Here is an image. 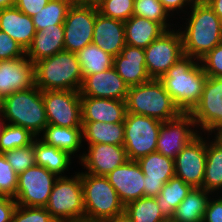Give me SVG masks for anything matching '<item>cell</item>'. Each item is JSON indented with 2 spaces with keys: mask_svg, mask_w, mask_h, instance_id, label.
<instances>
[{
  "mask_svg": "<svg viewBox=\"0 0 222 222\" xmlns=\"http://www.w3.org/2000/svg\"><path fill=\"white\" fill-rule=\"evenodd\" d=\"M207 77L200 60L183 55L160 81L181 112L190 113L202 97Z\"/></svg>",
  "mask_w": 222,
  "mask_h": 222,
  "instance_id": "6da1fadb",
  "label": "cell"
},
{
  "mask_svg": "<svg viewBox=\"0 0 222 222\" xmlns=\"http://www.w3.org/2000/svg\"><path fill=\"white\" fill-rule=\"evenodd\" d=\"M191 15L181 31L184 55L200 60L222 42V21L205 3H192Z\"/></svg>",
  "mask_w": 222,
  "mask_h": 222,
  "instance_id": "7a4b0ae2",
  "label": "cell"
},
{
  "mask_svg": "<svg viewBox=\"0 0 222 222\" xmlns=\"http://www.w3.org/2000/svg\"><path fill=\"white\" fill-rule=\"evenodd\" d=\"M35 85L42 91H80L83 76L76 53L61 51L34 63Z\"/></svg>",
  "mask_w": 222,
  "mask_h": 222,
  "instance_id": "3957f363",
  "label": "cell"
},
{
  "mask_svg": "<svg viewBox=\"0 0 222 222\" xmlns=\"http://www.w3.org/2000/svg\"><path fill=\"white\" fill-rule=\"evenodd\" d=\"M1 114L9 124L21 126L36 137L48 125L42 90L36 85L5 96Z\"/></svg>",
  "mask_w": 222,
  "mask_h": 222,
  "instance_id": "277c9868",
  "label": "cell"
},
{
  "mask_svg": "<svg viewBox=\"0 0 222 222\" xmlns=\"http://www.w3.org/2000/svg\"><path fill=\"white\" fill-rule=\"evenodd\" d=\"M125 101L127 113L148 116L161 122L175 119L182 113L158 79L130 86Z\"/></svg>",
  "mask_w": 222,
  "mask_h": 222,
  "instance_id": "5b68a950",
  "label": "cell"
},
{
  "mask_svg": "<svg viewBox=\"0 0 222 222\" xmlns=\"http://www.w3.org/2000/svg\"><path fill=\"white\" fill-rule=\"evenodd\" d=\"M85 221L102 222L125 210L114 187L105 176L81 172Z\"/></svg>",
  "mask_w": 222,
  "mask_h": 222,
  "instance_id": "8992f818",
  "label": "cell"
},
{
  "mask_svg": "<svg viewBox=\"0 0 222 222\" xmlns=\"http://www.w3.org/2000/svg\"><path fill=\"white\" fill-rule=\"evenodd\" d=\"M45 208L57 222L84 221L81 172L69 178L58 177Z\"/></svg>",
  "mask_w": 222,
  "mask_h": 222,
  "instance_id": "52a82bcc",
  "label": "cell"
},
{
  "mask_svg": "<svg viewBox=\"0 0 222 222\" xmlns=\"http://www.w3.org/2000/svg\"><path fill=\"white\" fill-rule=\"evenodd\" d=\"M162 122L144 115L127 113L124 121V148L128 160L138 159L156 152Z\"/></svg>",
  "mask_w": 222,
  "mask_h": 222,
  "instance_id": "ba28073f",
  "label": "cell"
},
{
  "mask_svg": "<svg viewBox=\"0 0 222 222\" xmlns=\"http://www.w3.org/2000/svg\"><path fill=\"white\" fill-rule=\"evenodd\" d=\"M97 11L95 2H73L63 23L65 51L77 53L92 43Z\"/></svg>",
  "mask_w": 222,
  "mask_h": 222,
  "instance_id": "9c48e42d",
  "label": "cell"
},
{
  "mask_svg": "<svg viewBox=\"0 0 222 222\" xmlns=\"http://www.w3.org/2000/svg\"><path fill=\"white\" fill-rule=\"evenodd\" d=\"M179 30H166L144 49L146 70L151 79L160 80L184 55Z\"/></svg>",
  "mask_w": 222,
  "mask_h": 222,
  "instance_id": "30bf717a",
  "label": "cell"
},
{
  "mask_svg": "<svg viewBox=\"0 0 222 222\" xmlns=\"http://www.w3.org/2000/svg\"><path fill=\"white\" fill-rule=\"evenodd\" d=\"M58 176L37 164L18 175L17 205L45 208Z\"/></svg>",
  "mask_w": 222,
  "mask_h": 222,
  "instance_id": "8fae6325",
  "label": "cell"
},
{
  "mask_svg": "<svg viewBox=\"0 0 222 222\" xmlns=\"http://www.w3.org/2000/svg\"><path fill=\"white\" fill-rule=\"evenodd\" d=\"M48 124L82 127L81 95L75 90L42 91Z\"/></svg>",
  "mask_w": 222,
  "mask_h": 222,
  "instance_id": "7c38bea8",
  "label": "cell"
},
{
  "mask_svg": "<svg viewBox=\"0 0 222 222\" xmlns=\"http://www.w3.org/2000/svg\"><path fill=\"white\" fill-rule=\"evenodd\" d=\"M190 114L196 127L200 126L207 135L222 129V77H207L202 97Z\"/></svg>",
  "mask_w": 222,
  "mask_h": 222,
  "instance_id": "4fadbf2b",
  "label": "cell"
},
{
  "mask_svg": "<svg viewBox=\"0 0 222 222\" xmlns=\"http://www.w3.org/2000/svg\"><path fill=\"white\" fill-rule=\"evenodd\" d=\"M190 113H181L177 118L162 122L157 139L156 152L175 159L183 148L199 133Z\"/></svg>",
  "mask_w": 222,
  "mask_h": 222,
  "instance_id": "5bb4252c",
  "label": "cell"
},
{
  "mask_svg": "<svg viewBox=\"0 0 222 222\" xmlns=\"http://www.w3.org/2000/svg\"><path fill=\"white\" fill-rule=\"evenodd\" d=\"M198 134L175 157V176L190 184L193 188H201L205 174L207 140Z\"/></svg>",
  "mask_w": 222,
  "mask_h": 222,
  "instance_id": "9a60e30c",
  "label": "cell"
},
{
  "mask_svg": "<svg viewBox=\"0 0 222 222\" xmlns=\"http://www.w3.org/2000/svg\"><path fill=\"white\" fill-rule=\"evenodd\" d=\"M88 152L79 156L81 165L88 169L85 173L106 176L115 168L128 161L123 145L88 144Z\"/></svg>",
  "mask_w": 222,
  "mask_h": 222,
  "instance_id": "2e32d148",
  "label": "cell"
},
{
  "mask_svg": "<svg viewBox=\"0 0 222 222\" xmlns=\"http://www.w3.org/2000/svg\"><path fill=\"white\" fill-rule=\"evenodd\" d=\"M120 200L128 203L144 197V174L137 161L128 160L105 176Z\"/></svg>",
  "mask_w": 222,
  "mask_h": 222,
  "instance_id": "e0dca14e",
  "label": "cell"
},
{
  "mask_svg": "<svg viewBox=\"0 0 222 222\" xmlns=\"http://www.w3.org/2000/svg\"><path fill=\"white\" fill-rule=\"evenodd\" d=\"M128 88L112 66L106 71L86 76L79 92L81 96L126 100Z\"/></svg>",
  "mask_w": 222,
  "mask_h": 222,
  "instance_id": "ac0fdd59",
  "label": "cell"
},
{
  "mask_svg": "<svg viewBox=\"0 0 222 222\" xmlns=\"http://www.w3.org/2000/svg\"><path fill=\"white\" fill-rule=\"evenodd\" d=\"M144 178V196L156 197L162 187L175 176L174 160L153 152L137 160Z\"/></svg>",
  "mask_w": 222,
  "mask_h": 222,
  "instance_id": "d6986e66",
  "label": "cell"
},
{
  "mask_svg": "<svg viewBox=\"0 0 222 222\" xmlns=\"http://www.w3.org/2000/svg\"><path fill=\"white\" fill-rule=\"evenodd\" d=\"M35 85L34 63L26 55L11 60H1L0 93L5 97Z\"/></svg>",
  "mask_w": 222,
  "mask_h": 222,
  "instance_id": "ffe728a7",
  "label": "cell"
},
{
  "mask_svg": "<svg viewBox=\"0 0 222 222\" xmlns=\"http://www.w3.org/2000/svg\"><path fill=\"white\" fill-rule=\"evenodd\" d=\"M126 114L125 100L81 96L82 122L120 123Z\"/></svg>",
  "mask_w": 222,
  "mask_h": 222,
  "instance_id": "44dd1931",
  "label": "cell"
},
{
  "mask_svg": "<svg viewBox=\"0 0 222 222\" xmlns=\"http://www.w3.org/2000/svg\"><path fill=\"white\" fill-rule=\"evenodd\" d=\"M113 67L129 87L151 80L142 48L125 45L120 54L113 58Z\"/></svg>",
  "mask_w": 222,
  "mask_h": 222,
  "instance_id": "7402d4cb",
  "label": "cell"
},
{
  "mask_svg": "<svg viewBox=\"0 0 222 222\" xmlns=\"http://www.w3.org/2000/svg\"><path fill=\"white\" fill-rule=\"evenodd\" d=\"M92 43L111 56H117L126 45L124 22L97 11Z\"/></svg>",
  "mask_w": 222,
  "mask_h": 222,
  "instance_id": "603a6c76",
  "label": "cell"
},
{
  "mask_svg": "<svg viewBox=\"0 0 222 222\" xmlns=\"http://www.w3.org/2000/svg\"><path fill=\"white\" fill-rule=\"evenodd\" d=\"M0 30L6 32L25 52L36 33L32 18L16 6L0 10Z\"/></svg>",
  "mask_w": 222,
  "mask_h": 222,
  "instance_id": "cb8c5ba5",
  "label": "cell"
},
{
  "mask_svg": "<svg viewBox=\"0 0 222 222\" xmlns=\"http://www.w3.org/2000/svg\"><path fill=\"white\" fill-rule=\"evenodd\" d=\"M64 51V24L49 25L36 31L26 57L33 63Z\"/></svg>",
  "mask_w": 222,
  "mask_h": 222,
  "instance_id": "d4e9b609",
  "label": "cell"
},
{
  "mask_svg": "<svg viewBox=\"0 0 222 222\" xmlns=\"http://www.w3.org/2000/svg\"><path fill=\"white\" fill-rule=\"evenodd\" d=\"M125 25L126 45L145 49L166 30L157 22L133 15Z\"/></svg>",
  "mask_w": 222,
  "mask_h": 222,
  "instance_id": "484cf974",
  "label": "cell"
},
{
  "mask_svg": "<svg viewBox=\"0 0 222 222\" xmlns=\"http://www.w3.org/2000/svg\"><path fill=\"white\" fill-rule=\"evenodd\" d=\"M43 143L67 152L70 156L81 149L83 135L82 127L68 128L48 124L43 130Z\"/></svg>",
  "mask_w": 222,
  "mask_h": 222,
  "instance_id": "4316f807",
  "label": "cell"
},
{
  "mask_svg": "<svg viewBox=\"0 0 222 222\" xmlns=\"http://www.w3.org/2000/svg\"><path fill=\"white\" fill-rule=\"evenodd\" d=\"M82 135L88 144H124V122H82Z\"/></svg>",
  "mask_w": 222,
  "mask_h": 222,
  "instance_id": "83f0119b",
  "label": "cell"
},
{
  "mask_svg": "<svg viewBox=\"0 0 222 222\" xmlns=\"http://www.w3.org/2000/svg\"><path fill=\"white\" fill-rule=\"evenodd\" d=\"M212 193L202 189L193 188L171 217L174 222H202L204 213Z\"/></svg>",
  "mask_w": 222,
  "mask_h": 222,
  "instance_id": "f1b7e54d",
  "label": "cell"
},
{
  "mask_svg": "<svg viewBox=\"0 0 222 222\" xmlns=\"http://www.w3.org/2000/svg\"><path fill=\"white\" fill-rule=\"evenodd\" d=\"M207 140L206 165L202 189L214 193L222 189V141L214 136Z\"/></svg>",
  "mask_w": 222,
  "mask_h": 222,
  "instance_id": "f546056e",
  "label": "cell"
},
{
  "mask_svg": "<svg viewBox=\"0 0 222 222\" xmlns=\"http://www.w3.org/2000/svg\"><path fill=\"white\" fill-rule=\"evenodd\" d=\"M34 152L36 164L58 177L62 176L72 163L71 156L67 152L45 144L39 138L34 140Z\"/></svg>",
  "mask_w": 222,
  "mask_h": 222,
  "instance_id": "4dcf8cb0",
  "label": "cell"
},
{
  "mask_svg": "<svg viewBox=\"0 0 222 222\" xmlns=\"http://www.w3.org/2000/svg\"><path fill=\"white\" fill-rule=\"evenodd\" d=\"M192 189L193 187L190 184L174 176L165 183L160 193L155 197L157 205L167 218H171L175 209Z\"/></svg>",
  "mask_w": 222,
  "mask_h": 222,
  "instance_id": "1f68e13d",
  "label": "cell"
},
{
  "mask_svg": "<svg viewBox=\"0 0 222 222\" xmlns=\"http://www.w3.org/2000/svg\"><path fill=\"white\" fill-rule=\"evenodd\" d=\"M81 65L83 79L113 66V56L104 52L97 45L91 43L76 53Z\"/></svg>",
  "mask_w": 222,
  "mask_h": 222,
  "instance_id": "d6a6232c",
  "label": "cell"
},
{
  "mask_svg": "<svg viewBox=\"0 0 222 222\" xmlns=\"http://www.w3.org/2000/svg\"><path fill=\"white\" fill-rule=\"evenodd\" d=\"M73 2L74 0H50L40 12L31 17L36 31L49 25L63 24Z\"/></svg>",
  "mask_w": 222,
  "mask_h": 222,
  "instance_id": "836d02e7",
  "label": "cell"
},
{
  "mask_svg": "<svg viewBox=\"0 0 222 222\" xmlns=\"http://www.w3.org/2000/svg\"><path fill=\"white\" fill-rule=\"evenodd\" d=\"M133 222H160L167 218L157 205L155 197L137 199L128 203L124 210Z\"/></svg>",
  "mask_w": 222,
  "mask_h": 222,
  "instance_id": "e575fe53",
  "label": "cell"
},
{
  "mask_svg": "<svg viewBox=\"0 0 222 222\" xmlns=\"http://www.w3.org/2000/svg\"><path fill=\"white\" fill-rule=\"evenodd\" d=\"M36 138L29 130L21 126L6 123L0 136V153L28 146Z\"/></svg>",
  "mask_w": 222,
  "mask_h": 222,
  "instance_id": "d590c367",
  "label": "cell"
},
{
  "mask_svg": "<svg viewBox=\"0 0 222 222\" xmlns=\"http://www.w3.org/2000/svg\"><path fill=\"white\" fill-rule=\"evenodd\" d=\"M133 15L157 22L165 30L171 29L167 23L170 14L159 0H135Z\"/></svg>",
  "mask_w": 222,
  "mask_h": 222,
  "instance_id": "8d00e7d4",
  "label": "cell"
},
{
  "mask_svg": "<svg viewBox=\"0 0 222 222\" xmlns=\"http://www.w3.org/2000/svg\"><path fill=\"white\" fill-rule=\"evenodd\" d=\"M135 0H96L98 12L122 22L133 16Z\"/></svg>",
  "mask_w": 222,
  "mask_h": 222,
  "instance_id": "74e56055",
  "label": "cell"
},
{
  "mask_svg": "<svg viewBox=\"0 0 222 222\" xmlns=\"http://www.w3.org/2000/svg\"><path fill=\"white\" fill-rule=\"evenodd\" d=\"M3 154L7 162L18 175L36 164L34 141L28 146L15 148L13 150L6 151Z\"/></svg>",
  "mask_w": 222,
  "mask_h": 222,
  "instance_id": "f35d334b",
  "label": "cell"
},
{
  "mask_svg": "<svg viewBox=\"0 0 222 222\" xmlns=\"http://www.w3.org/2000/svg\"><path fill=\"white\" fill-rule=\"evenodd\" d=\"M18 174L0 153V196L14 198L17 191Z\"/></svg>",
  "mask_w": 222,
  "mask_h": 222,
  "instance_id": "ab89813d",
  "label": "cell"
},
{
  "mask_svg": "<svg viewBox=\"0 0 222 222\" xmlns=\"http://www.w3.org/2000/svg\"><path fill=\"white\" fill-rule=\"evenodd\" d=\"M12 222H57L46 208L26 207L17 205Z\"/></svg>",
  "mask_w": 222,
  "mask_h": 222,
  "instance_id": "60d3db41",
  "label": "cell"
},
{
  "mask_svg": "<svg viewBox=\"0 0 222 222\" xmlns=\"http://www.w3.org/2000/svg\"><path fill=\"white\" fill-rule=\"evenodd\" d=\"M204 72L210 77H222V42L200 59Z\"/></svg>",
  "mask_w": 222,
  "mask_h": 222,
  "instance_id": "b9f144b4",
  "label": "cell"
},
{
  "mask_svg": "<svg viewBox=\"0 0 222 222\" xmlns=\"http://www.w3.org/2000/svg\"><path fill=\"white\" fill-rule=\"evenodd\" d=\"M26 55L24 49L6 32L0 30V60H11Z\"/></svg>",
  "mask_w": 222,
  "mask_h": 222,
  "instance_id": "7bdbcfd3",
  "label": "cell"
},
{
  "mask_svg": "<svg viewBox=\"0 0 222 222\" xmlns=\"http://www.w3.org/2000/svg\"><path fill=\"white\" fill-rule=\"evenodd\" d=\"M202 222H222V197H210Z\"/></svg>",
  "mask_w": 222,
  "mask_h": 222,
  "instance_id": "ee69618b",
  "label": "cell"
},
{
  "mask_svg": "<svg viewBox=\"0 0 222 222\" xmlns=\"http://www.w3.org/2000/svg\"><path fill=\"white\" fill-rule=\"evenodd\" d=\"M50 0H16V7L24 14L33 17L47 5Z\"/></svg>",
  "mask_w": 222,
  "mask_h": 222,
  "instance_id": "f6af8a7d",
  "label": "cell"
},
{
  "mask_svg": "<svg viewBox=\"0 0 222 222\" xmlns=\"http://www.w3.org/2000/svg\"><path fill=\"white\" fill-rule=\"evenodd\" d=\"M17 206L14 198L0 196V222H12V215Z\"/></svg>",
  "mask_w": 222,
  "mask_h": 222,
  "instance_id": "bcb514c9",
  "label": "cell"
},
{
  "mask_svg": "<svg viewBox=\"0 0 222 222\" xmlns=\"http://www.w3.org/2000/svg\"><path fill=\"white\" fill-rule=\"evenodd\" d=\"M164 8L168 11V13L170 14L171 12L175 11L177 12V10H183V7L186 5H192V1L191 0H159Z\"/></svg>",
  "mask_w": 222,
  "mask_h": 222,
  "instance_id": "7dc6e473",
  "label": "cell"
},
{
  "mask_svg": "<svg viewBox=\"0 0 222 222\" xmlns=\"http://www.w3.org/2000/svg\"><path fill=\"white\" fill-rule=\"evenodd\" d=\"M102 222H133L131 217L125 212L123 211L120 214H117L111 218L105 219Z\"/></svg>",
  "mask_w": 222,
  "mask_h": 222,
  "instance_id": "c3c4849f",
  "label": "cell"
},
{
  "mask_svg": "<svg viewBox=\"0 0 222 222\" xmlns=\"http://www.w3.org/2000/svg\"><path fill=\"white\" fill-rule=\"evenodd\" d=\"M207 4L222 21V0H209Z\"/></svg>",
  "mask_w": 222,
  "mask_h": 222,
  "instance_id": "681fc988",
  "label": "cell"
},
{
  "mask_svg": "<svg viewBox=\"0 0 222 222\" xmlns=\"http://www.w3.org/2000/svg\"><path fill=\"white\" fill-rule=\"evenodd\" d=\"M15 5H16V0H0V10L14 7Z\"/></svg>",
  "mask_w": 222,
  "mask_h": 222,
  "instance_id": "f907efd6",
  "label": "cell"
},
{
  "mask_svg": "<svg viewBox=\"0 0 222 222\" xmlns=\"http://www.w3.org/2000/svg\"><path fill=\"white\" fill-rule=\"evenodd\" d=\"M1 117H2V114H1V112H0V136H1L2 131H3V129H4V126H5V121H4V119L1 118Z\"/></svg>",
  "mask_w": 222,
  "mask_h": 222,
  "instance_id": "816d5d0a",
  "label": "cell"
},
{
  "mask_svg": "<svg viewBox=\"0 0 222 222\" xmlns=\"http://www.w3.org/2000/svg\"><path fill=\"white\" fill-rule=\"evenodd\" d=\"M3 101H4V96L0 93V112L2 110Z\"/></svg>",
  "mask_w": 222,
  "mask_h": 222,
  "instance_id": "f5cc1de1",
  "label": "cell"
},
{
  "mask_svg": "<svg viewBox=\"0 0 222 222\" xmlns=\"http://www.w3.org/2000/svg\"><path fill=\"white\" fill-rule=\"evenodd\" d=\"M192 3H207L209 0H191Z\"/></svg>",
  "mask_w": 222,
  "mask_h": 222,
  "instance_id": "db71d44e",
  "label": "cell"
},
{
  "mask_svg": "<svg viewBox=\"0 0 222 222\" xmlns=\"http://www.w3.org/2000/svg\"><path fill=\"white\" fill-rule=\"evenodd\" d=\"M215 136H217L222 141V129L218 133H215Z\"/></svg>",
  "mask_w": 222,
  "mask_h": 222,
  "instance_id": "11a10c76",
  "label": "cell"
},
{
  "mask_svg": "<svg viewBox=\"0 0 222 222\" xmlns=\"http://www.w3.org/2000/svg\"><path fill=\"white\" fill-rule=\"evenodd\" d=\"M160 222H174V221L172 220V218H165L164 220Z\"/></svg>",
  "mask_w": 222,
  "mask_h": 222,
  "instance_id": "9f6ffc18",
  "label": "cell"
},
{
  "mask_svg": "<svg viewBox=\"0 0 222 222\" xmlns=\"http://www.w3.org/2000/svg\"><path fill=\"white\" fill-rule=\"evenodd\" d=\"M74 1L95 2L96 0H74Z\"/></svg>",
  "mask_w": 222,
  "mask_h": 222,
  "instance_id": "6f0895ef",
  "label": "cell"
}]
</instances>
